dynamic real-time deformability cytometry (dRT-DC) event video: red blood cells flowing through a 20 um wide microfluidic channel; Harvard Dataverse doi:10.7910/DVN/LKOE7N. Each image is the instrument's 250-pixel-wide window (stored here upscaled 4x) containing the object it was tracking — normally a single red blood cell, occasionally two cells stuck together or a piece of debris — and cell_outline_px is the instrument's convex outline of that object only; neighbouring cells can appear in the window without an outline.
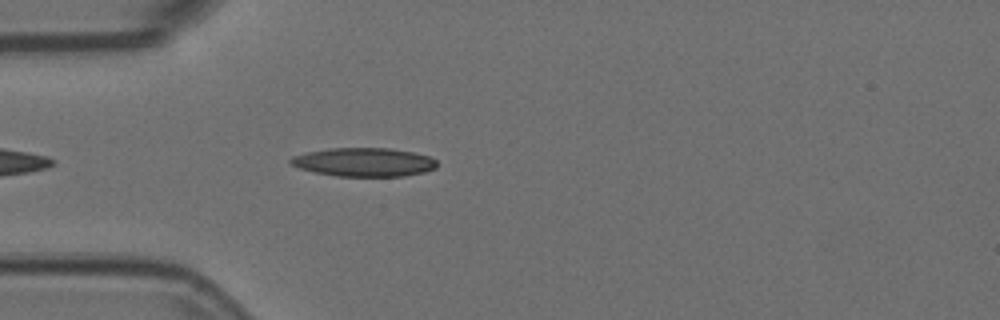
{"species": "Egyptian fruit bat (a non-hibernating species)", "species_latin": "Rousettus aegyptiacus", "temperature_condition": "room temperature", "stored_images_in_passage": 5, "camera_frame_rate_fps": 3000, "um_per_image_px": 0.085, "animal": {"sex": "female"}, "frame": {"image": 1, "passage_image": 4, "time_ms": 1.0, "image_size_px": [1000, 320], "cell_outline_px": [[436, 168], [424, 172], [404, 176], [336, 176], [316, 172], [300, 168], [288, 164], [288, 160], [292, 156], [308, 152], [328, 148], [392, 148], [412, 152], [428, 156], [436, 160]], "centroid_in_image_um": [30.91, 13.78], "position_along_channel_um": 54.1, "area_um2": 24.45}}